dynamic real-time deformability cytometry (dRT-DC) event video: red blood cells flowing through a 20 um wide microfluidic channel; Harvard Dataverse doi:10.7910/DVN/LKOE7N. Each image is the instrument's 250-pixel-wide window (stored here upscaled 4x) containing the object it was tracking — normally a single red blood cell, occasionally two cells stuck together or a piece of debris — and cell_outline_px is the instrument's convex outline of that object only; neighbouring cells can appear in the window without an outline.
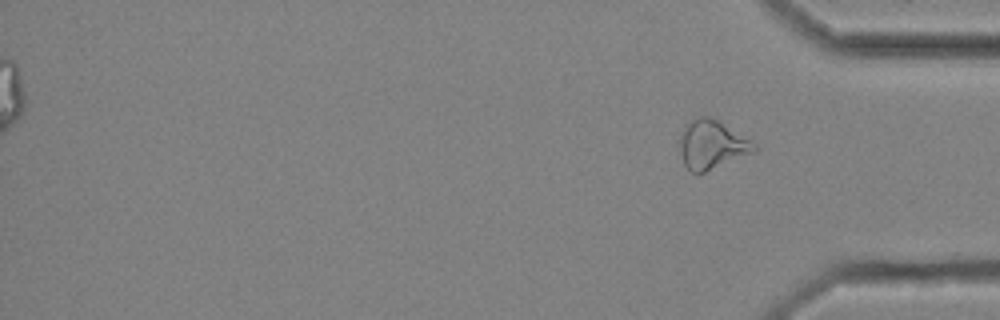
{"species": "common noctule bat (a hibernating species)", "species_latin": "Nyctalus noctula", "temperature_condition": "cold", "stored_images_in_passage": 15, "camera_frame_rate_fps": 3000, "um_per_image_px": 0.085, "animal": {"sex": "female", "body_mass_g": 25.1}, "frame": {"image": 1, "passage_image": 15, "time_ms": 4.667, "image_size_px": [1000, 320], "cell_outline_px": [[756, 152], [704, 172], [692, 172], [684, 164], [680, 152], [680, 136], [684, 124], [696, 116], [708, 116], [720, 120], [752, 140], [756, 144]], "centroid_in_image_um": [60.52, 12.25], "position_along_channel_um": 374.7, "area_um2": 21.44}}